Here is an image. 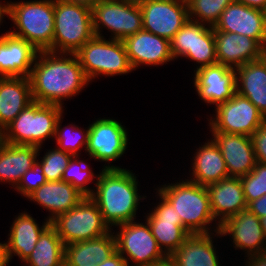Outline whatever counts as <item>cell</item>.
I'll return each instance as SVG.
<instances>
[{
    "instance_id": "obj_1",
    "label": "cell",
    "mask_w": 266,
    "mask_h": 266,
    "mask_svg": "<svg viewBox=\"0 0 266 266\" xmlns=\"http://www.w3.org/2000/svg\"><path fill=\"white\" fill-rule=\"evenodd\" d=\"M29 80L33 101L62 107L90 84L75 53L51 51L38 52Z\"/></svg>"
},
{
    "instance_id": "obj_2",
    "label": "cell",
    "mask_w": 266,
    "mask_h": 266,
    "mask_svg": "<svg viewBox=\"0 0 266 266\" xmlns=\"http://www.w3.org/2000/svg\"><path fill=\"white\" fill-rule=\"evenodd\" d=\"M90 198L97 204L103 220L110 227L135 221L139 201L135 173L114 165L102 168Z\"/></svg>"
},
{
    "instance_id": "obj_3",
    "label": "cell",
    "mask_w": 266,
    "mask_h": 266,
    "mask_svg": "<svg viewBox=\"0 0 266 266\" xmlns=\"http://www.w3.org/2000/svg\"><path fill=\"white\" fill-rule=\"evenodd\" d=\"M94 36L90 1L54 0L53 52L76 53Z\"/></svg>"
},
{
    "instance_id": "obj_4",
    "label": "cell",
    "mask_w": 266,
    "mask_h": 266,
    "mask_svg": "<svg viewBox=\"0 0 266 266\" xmlns=\"http://www.w3.org/2000/svg\"><path fill=\"white\" fill-rule=\"evenodd\" d=\"M168 183L157 189L173 206L180 216L183 227L190 234H208L213 217L210 198L206 186L191 182ZM185 181V182H184Z\"/></svg>"
},
{
    "instance_id": "obj_5",
    "label": "cell",
    "mask_w": 266,
    "mask_h": 266,
    "mask_svg": "<svg viewBox=\"0 0 266 266\" xmlns=\"http://www.w3.org/2000/svg\"><path fill=\"white\" fill-rule=\"evenodd\" d=\"M63 107L33 101L3 130L1 141L14 145L42 148L43 141L54 138Z\"/></svg>"
},
{
    "instance_id": "obj_6",
    "label": "cell",
    "mask_w": 266,
    "mask_h": 266,
    "mask_svg": "<svg viewBox=\"0 0 266 266\" xmlns=\"http://www.w3.org/2000/svg\"><path fill=\"white\" fill-rule=\"evenodd\" d=\"M9 18L16 31L10 34L25 39L38 51L53 52L54 0H34L26 2L10 1Z\"/></svg>"
},
{
    "instance_id": "obj_7",
    "label": "cell",
    "mask_w": 266,
    "mask_h": 266,
    "mask_svg": "<svg viewBox=\"0 0 266 266\" xmlns=\"http://www.w3.org/2000/svg\"><path fill=\"white\" fill-rule=\"evenodd\" d=\"M75 55L89 82L99 75L108 77L133 71L122 40L94 36Z\"/></svg>"
},
{
    "instance_id": "obj_8",
    "label": "cell",
    "mask_w": 266,
    "mask_h": 266,
    "mask_svg": "<svg viewBox=\"0 0 266 266\" xmlns=\"http://www.w3.org/2000/svg\"><path fill=\"white\" fill-rule=\"evenodd\" d=\"M64 245L101 237L112 231L97 204L84 197L74 208L51 221Z\"/></svg>"
},
{
    "instance_id": "obj_9",
    "label": "cell",
    "mask_w": 266,
    "mask_h": 266,
    "mask_svg": "<svg viewBox=\"0 0 266 266\" xmlns=\"http://www.w3.org/2000/svg\"><path fill=\"white\" fill-rule=\"evenodd\" d=\"M117 227L120 231L114 234L116 250L124 257L127 266H155L168 260L146 221L145 224L130 221Z\"/></svg>"
},
{
    "instance_id": "obj_10",
    "label": "cell",
    "mask_w": 266,
    "mask_h": 266,
    "mask_svg": "<svg viewBox=\"0 0 266 266\" xmlns=\"http://www.w3.org/2000/svg\"><path fill=\"white\" fill-rule=\"evenodd\" d=\"M91 6L95 36L102 37L101 30L104 27L112 32V39L123 41L143 30L140 5L118 0H94Z\"/></svg>"
},
{
    "instance_id": "obj_11",
    "label": "cell",
    "mask_w": 266,
    "mask_h": 266,
    "mask_svg": "<svg viewBox=\"0 0 266 266\" xmlns=\"http://www.w3.org/2000/svg\"><path fill=\"white\" fill-rule=\"evenodd\" d=\"M214 119L210 117V131L251 136L265 117L247 98L236 93L228 101L215 107Z\"/></svg>"
},
{
    "instance_id": "obj_12",
    "label": "cell",
    "mask_w": 266,
    "mask_h": 266,
    "mask_svg": "<svg viewBox=\"0 0 266 266\" xmlns=\"http://www.w3.org/2000/svg\"><path fill=\"white\" fill-rule=\"evenodd\" d=\"M140 8L143 30L168 40L189 19L186 0H146Z\"/></svg>"
},
{
    "instance_id": "obj_13",
    "label": "cell",
    "mask_w": 266,
    "mask_h": 266,
    "mask_svg": "<svg viewBox=\"0 0 266 266\" xmlns=\"http://www.w3.org/2000/svg\"><path fill=\"white\" fill-rule=\"evenodd\" d=\"M128 132L115 119H97L89 125L86 153L102 162L116 161L128 147Z\"/></svg>"
},
{
    "instance_id": "obj_14",
    "label": "cell",
    "mask_w": 266,
    "mask_h": 266,
    "mask_svg": "<svg viewBox=\"0 0 266 266\" xmlns=\"http://www.w3.org/2000/svg\"><path fill=\"white\" fill-rule=\"evenodd\" d=\"M157 196L162 202H159L151 213L146 214V222L159 248L169 258L190 233L183 227L182 220L177 215L174 206L159 192Z\"/></svg>"
},
{
    "instance_id": "obj_15",
    "label": "cell",
    "mask_w": 266,
    "mask_h": 266,
    "mask_svg": "<svg viewBox=\"0 0 266 266\" xmlns=\"http://www.w3.org/2000/svg\"><path fill=\"white\" fill-rule=\"evenodd\" d=\"M194 72L196 92L207 104L218 106L237 93L235 69L216 63L196 68Z\"/></svg>"
},
{
    "instance_id": "obj_16",
    "label": "cell",
    "mask_w": 266,
    "mask_h": 266,
    "mask_svg": "<svg viewBox=\"0 0 266 266\" xmlns=\"http://www.w3.org/2000/svg\"><path fill=\"white\" fill-rule=\"evenodd\" d=\"M227 234L232 236V244L235 248L247 251L246 257L266 252L261 220L248 208L225 220L220 224L219 231L213 235L220 238Z\"/></svg>"
},
{
    "instance_id": "obj_17",
    "label": "cell",
    "mask_w": 266,
    "mask_h": 266,
    "mask_svg": "<svg viewBox=\"0 0 266 266\" xmlns=\"http://www.w3.org/2000/svg\"><path fill=\"white\" fill-rule=\"evenodd\" d=\"M214 31L232 32L266 44L265 12L233 0L222 12Z\"/></svg>"
},
{
    "instance_id": "obj_18",
    "label": "cell",
    "mask_w": 266,
    "mask_h": 266,
    "mask_svg": "<svg viewBox=\"0 0 266 266\" xmlns=\"http://www.w3.org/2000/svg\"><path fill=\"white\" fill-rule=\"evenodd\" d=\"M133 70L142 64L157 66L174 60L170 40L141 30L123 40Z\"/></svg>"
},
{
    "instance_id": "obj_19",
    "label": "cell",
    "mask_w": 266,
    "mask_h": 266,
    "mask_svg": "<svg viewBox=\"0 0 266 266\" xmlns=\"http://www.w3.org/2000/svg\"><path fill=\"white\" fill-rule=\"evenodd\" d=\"M211 210L215 222L214 232L219 231V226L228 218L247 209L243 186L239 177H227L216 183L206 186ZM216 228V229H215Z\"/></svg>"
},
{
    "instance_id": "obj_20",
    "label": "cell",
    "mask_w": 266,
    "mask_h": 266,
    "mask_svg": "<svg viewBox=\"0 0 266 266\" xmlns=\"http://www.w3.org/2000/svg\"><path fill=\"white\" fill-rule=\"evenodd\" d=\"M38 52L9 31L0 35V77H29Z\"/></svg>"
},
{
    "instance_id": "obj_21",
    "label": "cell",
    "mask_w": 266,
    "mask_h": 266,
    "mask_svg": "<svg viewBox=\"0 0 266 266\" xmlns=\"http://www.w3.org/2000/svg\"><path fill=\"white\" fill-rule=\"evenodd\" d=\"M219 146L229 177H243L250 173L256 163L251 138L241 134L211 132Z\"/></svg>"
},
{
    "instance_id": "obj_22",
    "label": "cell",
    "mask_w": 266,
    "mask_h": 266,
    "mask_svg": "<svg viewBox=\"0 0 266 266\" xmlns=\"http://www.w3.org/2000/svg\"><path fill=\"white\" fill-rule=\"evenodd\" d=\"M217 62L232 69L261 58L263 46L246 35L214 31Z\"/></svg>"
},
{
    "instance_id": "obj_23",
    "label": "cell",
    "mask_w": 266,
    "mask_h": 266,
    "mask_svg": "<svg viewBox=\"0 0 266 266\" xmlns=\"http://www.w3.org/2000/svg\"><path fill=\"white\" fill-rule=\"evenodd\" d=\"M85 196L65 181H46L27 199L50 212L48 221L74 208Z\"/></svg>"
},
{
    "instance_id": "obj_24",
    "label": "cell",
    "mask_w": 266,
    "mask_h": 266,
    "mask_svg": "<svg viewBox=\"0 0 266 266\" xmlns=\"http://www.w3.org/2000/svg\"><path fill=\"white\" fill-rule=\"evenodd\" d=\"M50 224L51 222L45 219L43 225L39 226L36 220L25 211L18 214L10 227L8 241L4 243L9 261L14 254L24 262L35 248L42 232Z\"/></svg>"
},
{
    "instance_id": "obj_25",
    "label": "cell",
    "mask_w": 266,
    "mask_h": 266,
    "mask_svg": "<svg viewBox=\"0 0 266 266\" xmlns=\"http://www.w3.org/2000/svg\"><path fill=\"white\" fill-rule=\"evenodd\" d=\"M32 102L29 77H0V130Z\"/></svg>"
},
{
    "instance_id": "obj_26",
    "label": "cell",
    "mask_w": 266,
    "mask_h": 266,
    "mask_svg": "<svg viewBox=\"0 0 266 266\" xmlns=\"http://www.w3.org/2000/svg\"><path fill=\"white\" fill-rule=\"evenodd\" d=\"M115 232L65 245V266H96L116 251Z\"/></svg>"
},
{
    "instance_id": "obj_27",
    "label": "cell",
    "mask_w": 266,
    "mask_h": 266,
    "mask_svg": "<svg viewBox=\"0 0 266 266\" xmlns=\"http://www.w3.org/2000/svg\"><path fill=\"white\" fill-rule=\"evenodd\" d=\"M196 151L191 166L192 178L189 181L208 186L229 177L220 148L212 138Z\"/></svg>"
},
{
    "instance_id": "obj_28",
    "label": "cell",
    "mask_w": 266,
    "mask_h": 266,
    "mask_svg": "<svg viewBox=\"0 0 266 266\" xmlns=\"http://www.w3.org/2000/svg\"><path fill=\"white\" fill-rule=\"evenodd\" d=\"M41 148L8 144L0 140V182L16 187L24 173L32 168Z\"/></svg>"
},
{
    "instance_id": "obj_29",
    "label": "cell",
    "mask_w": 266,
    "mask_h": 266,
    "mask_svg": "<svg viewBox=\"0 0 266 266\" xmlns=\"http://www.w3.org/2000/svg\"><path fill=\"white\" fill-rule=\"evenodd\" d=\"M212 234H190L168 260L174 266H220Z\"/></svg>"
},
{
    "instance_id": "obj_30",
    "label": "cell",
    "mask_w": 266,
    "mask_h": 266,
    "mask_svg": "<svg viewBox=\"0 0 266 266\" xmlns=\"http://www.w3.org/2000/svg\"><path fill=\"white\" fill-rule=\"evenodd\" d=\"M236 70L237 93L249 99L266 119V64L262 58Z\"/></svg>"
},
{
    "instance_id": "obj_31",
    "label": "cell",
    "mask_w": 266,
    "mask_h": 266,
    "mask_svg": "<svg viewBox=\"0 0 266 266\" xmlns=\"http://www.w3.org/2000/svg\"><path fill=\"white\" fill-rule=\"evenodd\" d=\"M65 245L50 224L40 235L25 266H64Z\"/></svg>"
},
{
    "instance_id": "obj_32",
    "label": "cell",
    "mask_w": 266,
    "mask_h": 266,
    "mask_svg": "<svg viewBox=\"0 0 266 266\" xmlns=\"http://www.w3.org/2000/svg\"><path fill=\"white\" fill-rule=\"evenodd\" d=\"M190 20L214 27L233 0H186Z\"/></svg>"
},
{
    "instance_id": "obj_33",
    "label": "cell",
    "mask_w": 266,
    "mask_h": 266,
    "mask_svg": "<svg viewBox=\"0 0 266 266\" xmlns=\"http://www.w3.org/2000/svg\"><path fill=\"white\" fill-rule=\"evenodd\" d=\"M61 118L63 119V116H61L57 121L54 136L56 139V144L58 145L57 148L72 155H79L78 151H81L80 148H85L86 152L88 145L89 126L86 130L84 129V131L83 129H80V127L73 124L62 128L60 127L62 126L60 124L62 123Z\"/></svg>"
},
{
    "instance_id": "obj_34",
    "label": "cell",
    "mask_w": 266,
    "mask_h": 266,
    "mask_svg": "<svg viewBox=\"0 0 266 266\" xmlns=\"http://www.w3.org/2000/svg\"><path fill=\"white\" fill-rule=\"evenodd\" d=\"M78 158L79 155H73L63 172L61 180L70 183L85 197H90L93 194L94 189H91L90 186L88 187L86 185L90 184L89 182L95 177L97 179L98 175H94L90 169V165Z\"/></svg>"
},
{
    "instance_id": "obj_35",
    "label": "cell",
    "mask_w": 266,
    "mask_h": 266,
    "mask_svg": "<svg viewBox=\"0 0 266 266\" xmlns=\"http://www.w3.org/2000/svg\"><path fill=\"white\" fill-rule=\"evenodd\" d=\"M184 57L200 64L197 68L218 63L213 27L207 26L200 34H196L194 50L188 51Z\"/></svg>"
},
{
    "instance_id": "obj_36",
    "label": "cell",
    "mask_w": 266,
    "mask_h": 266,
    "mask_svg": "<svg viewBox=\"0 0 266 266\" xmlns=\"http://www.w3.org/2000/svg\"><path fill=\"white\" fill-rule=\"evenodd\" d=\"M207 26L188 19L170 40L173 58L184 57L188 51H193L196 45V34H200Z\"/></svg>"
},
{
    "instance_id": "obj_37",
    "label": "cell",
    "mask_w": 266,
    "mask_h": 266,
    "mask_svg": "<svg viewBox=\"0 0 266 266\" xmlns=\"http://www.w3.org/2000/svg\"><path fill=\"white\" fill-rule=\"evenodd\" d=\"M72 157V154L59 150L57 147L46 151L39 161L46 181H61L63 172Z\"/></svg>"
},
{
    "instance_id": "obj_38",
    "label": "cell",
    "mask_w": 266,
    "mask_h": 266,
    "mask_svg": "<svg viewBox=\"0 0 266 266\" xmlns=\"http://www.w3.org/2000/svg\"><path fill=\"white\" fill-rule=\"evenodd\" d=\"M247 204L266 194V164L255 163L254 169L240 178Z\"/></svg>"
},
{
    "instance_id": "obj_39",
    "label": "cell",
    "mask_w": 266,
    "mask_h": 266,
    "mask_svg": "<svg viewBox=\"0 0 266 266\" xmlns=\"http://www.w3.org/2000/svg\"><path fill=\"white\" fill-rule=\"evenodd\" d=\"M46 182L41 163L36 159L32 168L28 169L21 177L15 189L20 192L23 197H28Z\"/></svg>"
},
{
    "instance_id": "obj_40",
    "label": "cell",
    "mask_w": 266,
    "mask_h": 266,
    "mask_svg": "<svg viewBox=\"0 0 266 266\" xmlns=\"http://www.w3.org/2000/svg\"><path fill=\"white\" fill-rule=\"evenodd\" d=\"M256 162L266 164V119L250 136Z\"/></svg>"
},
{
    "instance_id": "obj_41",
    "label": "cell",
    "mask_w": 266,
    "mask_h": 266,
    "mask_svg": "<svg viewBox=\"0 0 266 266\" xmlns=\"http://www.w3.org/2000/svg\"><path fill=\"white\" fill-rule=\"evenodd\" d=\"M247 208L260 219L266 217V194L250 202Z\"/></svg>"
},
{
    "instance_id": "obj_42",
    "label": "cell",
    "mask_w": 266,
    "mask_h": 266,
    "mask_svg": "<svg viewBox=\"0 0 266 266\" xmlns=\"http://www.w3.org/2000/svg\"><path fill=\"white\" fill-rule=\"evenodd\" d=\"M96 266H127L124 257L116 250L112 255Z\"/></svg>"
},
{
    "instance_id": "obj_43",
    "label": "cell",
    "mask_w": 266,
    "mask_h": 266,
    "mask_svg": "<svg viewBox=\"0 0 266 266\" xmlns=\"http://www.w3.org/2000/svg\"><path fill=\"white\" fill-rule=\"evenodd\" d=\"M246 262L244 263L246 266H266V252L253 254L247 258Z\"/></svg>"
},
{
    "instance_id": "obj_44",
    "label": "cell",
    "mask_w": 266,
    "mask_h": 266,
    "mask_svg": "<svg viewBox=\"0 0 266 266\" xmlns=\"http://www.w3.org/2000/svg\"><path fill=\"white\" fill-rule=\"evenodd\" d=\"M245 6L255 8L261 11H266V0H237Z\"/></svg>"
},
{
    "instance_id": "obj_45",
    "label": "cell",
    "mask_w": 266,
    "mask_h": 266,
    "mask_svg": "<svg viewBox=\"0 0 266 266\" xmlns=\"http://www.w3.org/2000/svg\"><path fill=\"white\" fill-rule=\"evenodd\" d=\"M9 262L11 261L8 259L4 243H0V266H7Z\"/></svg>"
},
{
    "instance_id": "obj_46",
    "label": "cell",
    "mask_w": 266,
    "mask_h": 266,
    "mask_svg": "<svg viewBox=\"0 0 266 266\" xmlns=\"http://www.w3.org/2000/svg\"><path fill=\"white\" fill-rule=\"evenodd\" d=\"M2 2H0V25L2 23V20L4 19V15L5 16H9L10 15V4L9 2H7V4H1Z\"/></svg>"
},
{
    "instance_id": "obj_47",
    "label": "cell",
    "mask_w": 266,
    "mask_h": 266,
    "mask_svg": "<svg viewBox=\"0 0 266 266\" xmlns=\"http://www.w3.org/2000/svg\"><path fill=\"white\" fill-rule=\"evenodd\" d=\"M118 1H122V2H125V3H128V4L141 5L146 0H118Z\"/></svg>"
},
{
    "instance_id": "obj_48",
    "label": "cell",
    "mask_w": 266,
    "mask_h": 266,
    "mask_svg": "<svg viewBox=\"0 0 266 266\" xmlns=\"http://www.w3.org/2000/svg\"><path fill=\"white\" fill-rule=\"evenodd\" d=\"M260 220H261V226L263 229V235H264V238L266 240V217H263Z\"/></svg>"
},
{
    "instance_id": "obj_49",
    "label": "cell",
    "mask_w": 266,
    "mask_h": 266,
    "mask_svg": "<svg viewBox=\"0 0 266 266\" xmlns=\"http://www.w3.org/2000/svg\"><path fill=\"white\" fill-rule=\"evenodd\" d=\"M261 58L262 60L265 62L266 64V44L263 46L262 48V54H261Z\"/></svg>"
},
{
    "instance_id": "obj_50",
    "label": "cell",
    "mask_w": 266,
    "mask_h": 266,
    "mask_svg": "<svg viewBox=\"0 0 266 266\" xmlns=\"http://www.w3.org/2000/svg\"><path fill=\"white\" fill-rule=\"evenodd\" d=\"M155 266H174V265L169 260H167L166 262Z\"/></svg>"
}]
</instances>
